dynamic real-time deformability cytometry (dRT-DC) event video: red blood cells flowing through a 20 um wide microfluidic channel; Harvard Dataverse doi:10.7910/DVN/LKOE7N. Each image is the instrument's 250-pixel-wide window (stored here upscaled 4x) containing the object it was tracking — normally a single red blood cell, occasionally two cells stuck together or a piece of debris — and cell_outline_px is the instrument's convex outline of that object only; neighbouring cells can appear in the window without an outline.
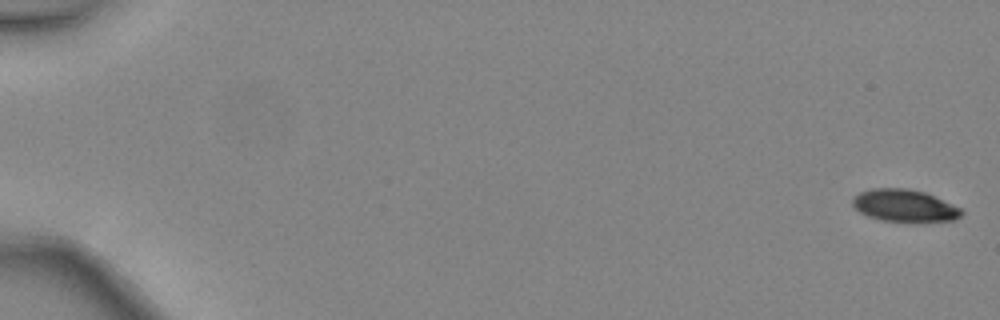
{"species": "common noctule bat (a hibernating species)", "species_latin": "Nyctalus noctula", "temperature_condition": "warm", "stored_images_in_passage": 48, "camera_frame_rate_fps": 3000, "um_per_image_px": 0.085, "animal": {"sex": "female", "body_mass_g": 24.6, "forearm_length_mm": 56.2}, "frame": {"image": 1, "passage_image": 1, "time_ms": 0.0, "image_size_px": [1000, 320], "cell_outline_px": [[964, 212], [956, 220], [916, 224], [880, 220], [868, 216], [860, 212], [852, 204], [852, 196], [860, 192], [872, 188], [908, 188], [924, 192], [960, 208]], "centroid_in_image_um": [76.88, 17.52], "position_along_channel_um": 8.1, "area_um2": 21.04}}
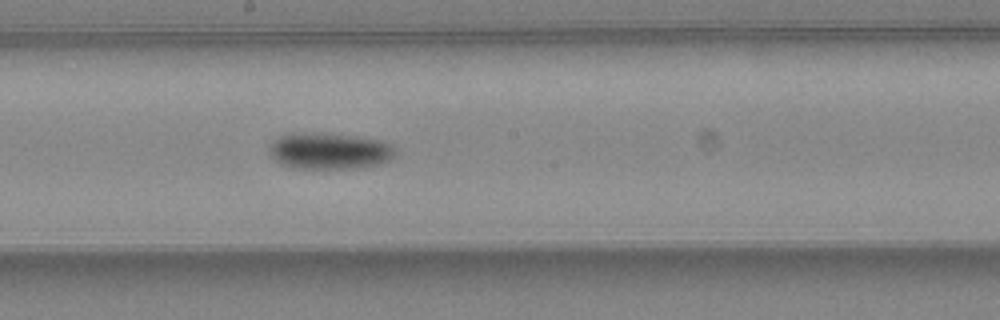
{"frame": {"image": 2, "passage_image": 28, "time_ms": 9.0, "image_size_px": [1000, 320], "cell_outline_px": [[400, 152], [388, 160], [364, 168], [296, 168], [280, 164], [268, 156], [268, 144], [272, 140], [280, 136], [292, 132], [304, 132], [356, 136], [380, 140], [392, 144]], "centroid_in_image_um": [27.96, 12.82], "position_along_channel_um": 220.2, "area_um2": 27.28}}
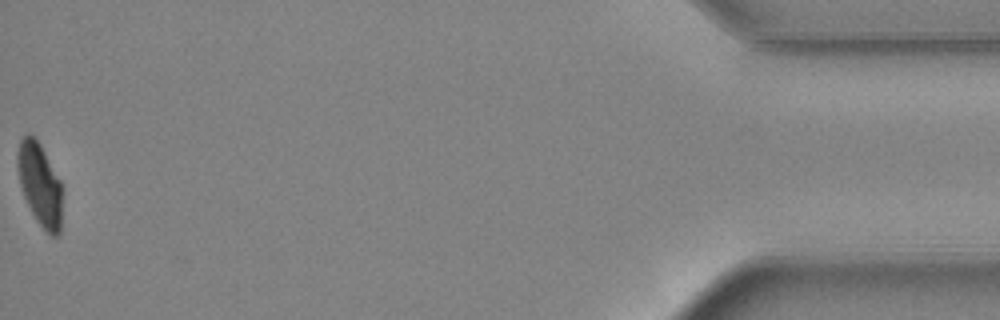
{"frame": {"image": 3, "passage_image": 48, "time_ms": 15.667, "image_size_px": [1000, 320], "cell_outline_px": [[60, 236], [52, 236], [36, 220], [24, 196], [20, 184], [16, 168], [16, 156], [20, 140], [28, 132], [40, 144], [60, 180]], "centroid_in_image_um": [3.34, 15.64], "position_along_channel_um": 431.9, "area_um2": 21.1}, "authors_computed_cell_mechanics": {"area_um2": 23.698, "velocity_mm_per_s": 4.4806, "shape_relaxation_time_tau1_ms": 3.9426, "shape_relaxation_time_tau2_ms": null, "deformation_change_tau1": 0.1418, "deformation_change_tau2": null}}